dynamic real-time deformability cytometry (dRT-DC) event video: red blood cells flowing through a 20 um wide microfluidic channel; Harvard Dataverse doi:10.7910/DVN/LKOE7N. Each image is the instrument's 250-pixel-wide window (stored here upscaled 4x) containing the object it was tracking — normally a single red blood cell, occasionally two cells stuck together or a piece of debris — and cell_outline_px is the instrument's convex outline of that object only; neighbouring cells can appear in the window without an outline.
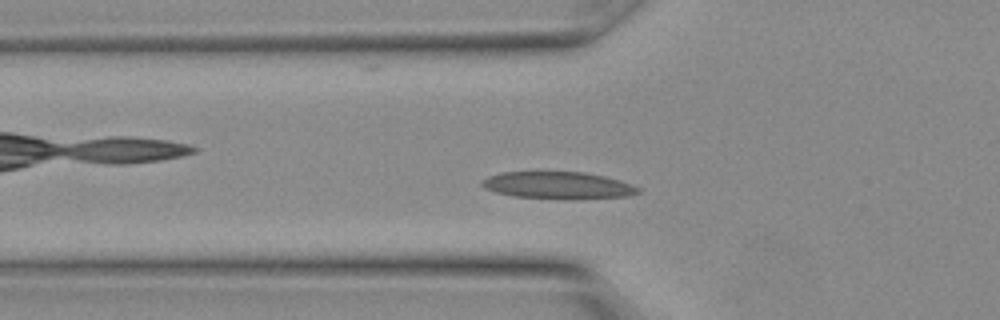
{"species": "Egyptian fruit bat (a non-hibernating species)", "species_latin": "Rousettus aegyptiacus", "temperature_condition": "warm", "stored_images_in_passage": 11, "camera_frame_rate_fps": 3000, "um_per_image_px": 0.085, "animal": {"sex": "female"}, "frame": {"image": 1, "passage_image": 2, "time_ms": 0.333, "image_size_px": [1000, 320], "cell_outline_px": [[640, 192], [628, 196], [576, 200], [572, 200], [512, 196], [496, 192], [484, 188], [480, 184], [480, 180], [488, 176], [500, 172], [584, 172], [604, 176], [640, 188]], "centroid_in_image_um": [47.38, 15.77], "position_along_channel_um": 78.4, "area_um2": 24.85}}
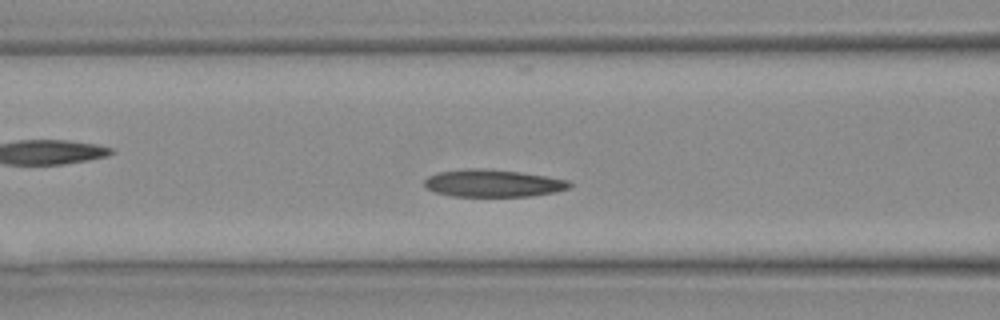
{"frame": {"image": 2, "passage_image": 4, "time_ms": 1.0, "image_size_px": [1000, 320], "cell_outline_px": [[572, 184], [568, 188], [552, 192], [532, 196], [452, 196], [432, 192], [424, 188], [424, 180], [428, 176], [440, 172], [468, 168], [484, 168], [520, 172], [568, 180]], "centroid_in_image_um": [41.83, 15.57], "position_along_channel_um": 124.8, "area_um2": 23.12}}
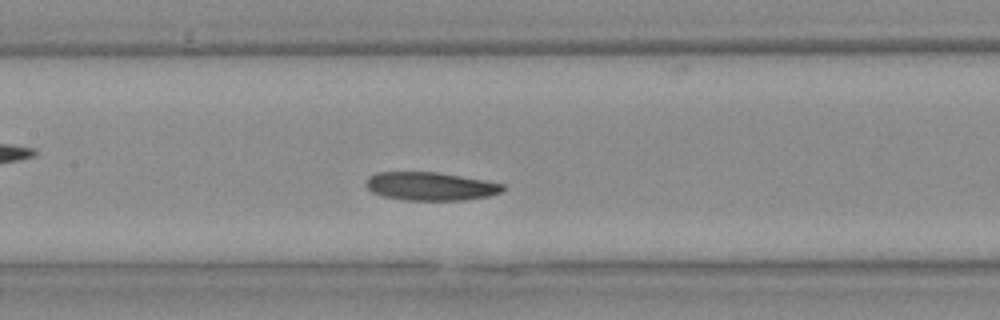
{"frame": {"image": 3, "passage_image": 6, "time_ms": 1.667, "image_size_px": [1000, 320], "cell_outline_px": [[504, 188], [500, 192], [488, 196], [464, 200], [404, 200], [384, 196], [372, 192], [364, 184], [368, 176], [376, 172], [440, 172], [484, 180], [504, 184]], "centroid_in_image_um": [36.56, 15.82], "position_along_channel_um": 170.8, "area_um2": 22.6}}